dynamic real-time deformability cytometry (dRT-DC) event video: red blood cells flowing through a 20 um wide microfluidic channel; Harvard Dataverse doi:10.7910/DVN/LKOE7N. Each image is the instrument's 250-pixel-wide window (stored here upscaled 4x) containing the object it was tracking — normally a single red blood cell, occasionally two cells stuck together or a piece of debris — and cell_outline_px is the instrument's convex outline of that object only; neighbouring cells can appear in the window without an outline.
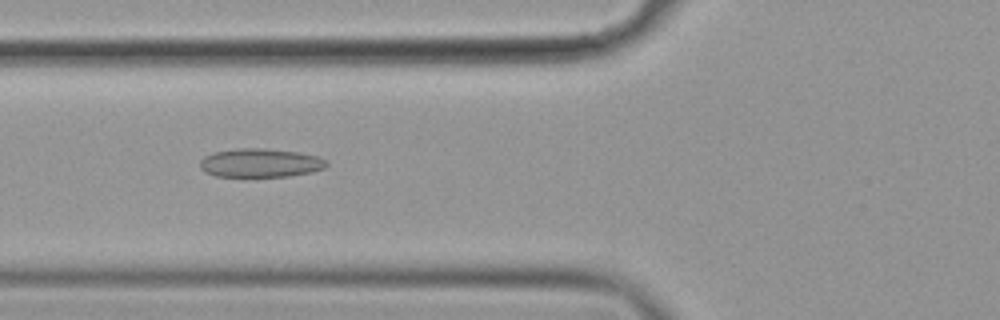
{"species": "common noctule bat (a hibernating species)", "species_latin": "Nyctalus noctula", "temperature_condition": "cold", "stored_images_in_passage": 57, "camera_frame_rate_fps": 3000, "um_per_image_px": 0.085, "animal": {"sex": "female", "body_mass_g": 19.9}, "frame": {"image": 1, "passage_image": 22, "time_ms": 7.0, "image_size_px": [1000, 320], "cell_outline_px": [[328, 164], [324, 168], [312, 172], [288, 176], [216, 176], [204, 172], [200, 168], [200, 160], [204, 156], [212, 152], [236, 148], [264, 148], [300, 152], [320, 156]], "centroid_in_image_um": [22.11, 13.83], "position_along_channel_um": 103.7, "area_um2": 21.33}}
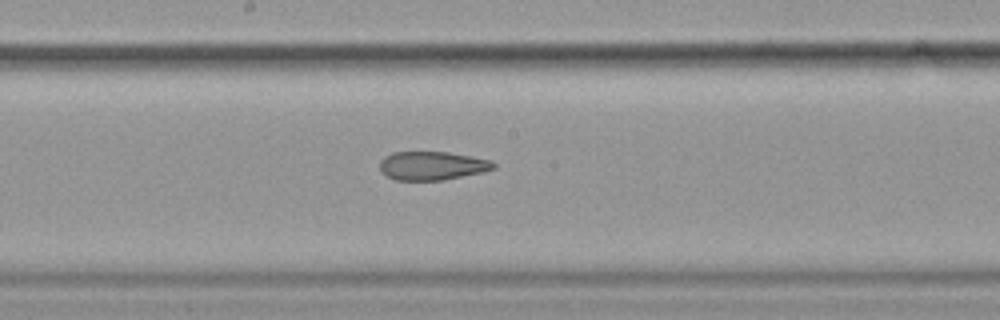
{"frame": {"image": 2, "passage_image": 31, "time_ms": 10.0, "image_size_px": [1000, 320], "cell_outline_px": [[496, 168], [484, 172], [444, 180], [396, 180], [380, 172], [380, 160], [384, 156], [392, 152], [448, 152], [472, 156], [492, 160], [496, 164]], "centroid_in_image_um": [36.75, 14.08], "position_along_channel_um": 211.4, "area_um2": 19.19}}
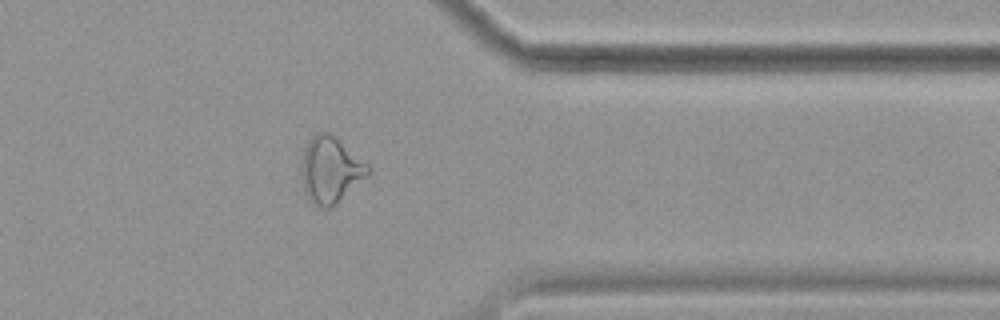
{"frame": {"image": 3, "passage_image": 46, "time_ms": 15.0, "image_size_px": [1000, 320], "cell_outline_px": [[372, 172], [368, 176], [328, 208], [320, 208], [308, 200], [304, 192], [300, 172], [304, 148], [312, 136], [316, 132], [328, 132], [368, 164]], "centroid_in_image_um": [28.05, 14.44], "position_along_channel_um": 383.3, "area_um2": 25.37}, "authors_computed_cell_mechanics": {"area_um2": 22.831, "velocity_mm_per_s": 3.5903, "shape_relaxation_time_tau1_ms": null, "shape_relaxation_time_tau2_ms": 4.9971, "deformation_change_tau1": null, "deformation_change_tau2": 0.1463}}